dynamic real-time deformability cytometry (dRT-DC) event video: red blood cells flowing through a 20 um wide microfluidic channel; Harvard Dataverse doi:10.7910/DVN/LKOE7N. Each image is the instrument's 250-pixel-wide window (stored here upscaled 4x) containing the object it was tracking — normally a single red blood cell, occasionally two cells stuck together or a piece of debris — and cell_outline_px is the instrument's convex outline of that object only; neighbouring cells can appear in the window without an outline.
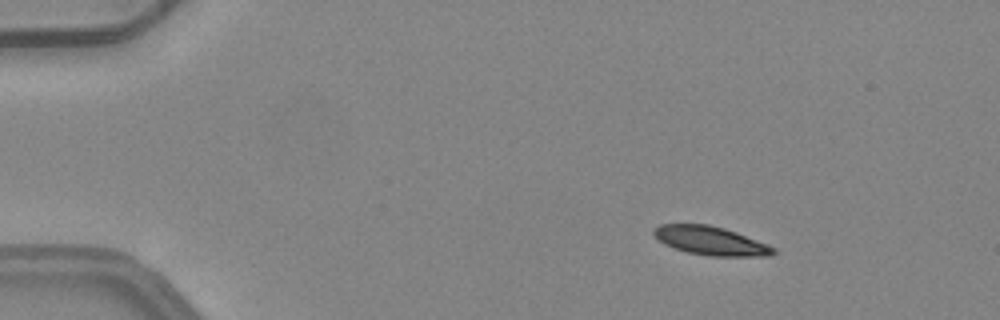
{"species": "common noctule bat (a hibernating species)", "species_latin": "Nyctalus noctula", "temperature_condition": "warm", "stored_images_in_passage": 3, "camera_frame_rate_fps": 3000, "um_per_image_px": 0.085, "animal": {"sex": "female", "body_mass_g": 24.6, "forearm_length_mm": 56.2}, "frame": {"image": 1, "passage_image": 1, "time_ms": 0.0, "image_size_px": [1000, 320], "cell_outline_px": [[776, 252], [768, 256], [708, 256], [688, 252], [672, 248], [664, 244], [652, 232], [660, 224], [708, 224], [724, 228], [736, 232], [768, 244], [776, 248]], "centroid_in_image_um": [60.42, 20.47], "position_along_channel_um": 24.6, "area_um2": 19.94}}